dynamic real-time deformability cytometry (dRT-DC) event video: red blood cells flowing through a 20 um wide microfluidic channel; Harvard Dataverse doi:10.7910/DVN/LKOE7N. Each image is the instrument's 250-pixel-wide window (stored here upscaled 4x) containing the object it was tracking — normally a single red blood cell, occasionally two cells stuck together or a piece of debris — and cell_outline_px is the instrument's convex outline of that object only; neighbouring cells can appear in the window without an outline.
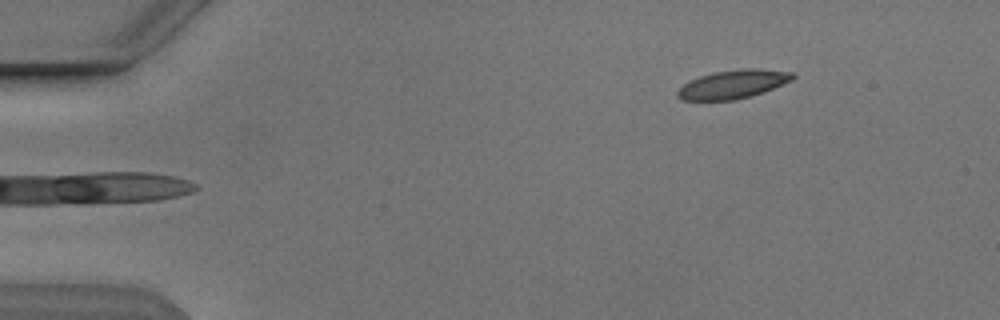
{"species": "Egyptian fruit bat (a non-hibernating species)", "species_latin": "Rousettus aegyptiacus", "temperature_condition": "cold", "stored_images_in_passage": 47, "camera_frame_rate_fps": 3000, "um_per_image_px": 0.085, "animal": {"sex": "male"}, "frame": {"image": 1, "passage_image": 1, "time_ms": 0.0, "image_size_px": [1000, 320], "cell_outline_px": [[796, 76], [792, 80], [764, 92], [752, 96], [736, 100], [680, 100], [676, 96], [676, 92], [684, 84], [700, 76], [716, 72], [744, 68], [756, 68], [792, 72]], "centroid_in_image_um": [62.32, 7.17], "position_along_channel_um": 22.7, "area_um2": 19.13}}
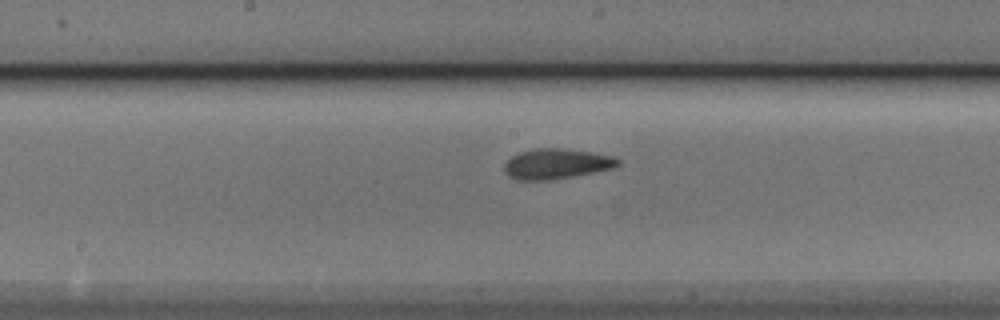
{"frame": {"image": 2, "passage_image": 22, "time_ms": 7.0, "image_size_px": [1000, 320], "cell_outline_px": [[620, 164], [616, 168], [548, 180], [516, 180], [508, 176], [504, 172], [504, 164], [512, 156], [520, 152], [532, 148], [560, 148], [592, 152], [612, 156], [620, 160]], "centroid_in_image_um": [47.28, 13.92], "position_along_channel_um": 200.9, "area_um2": 20.06}}
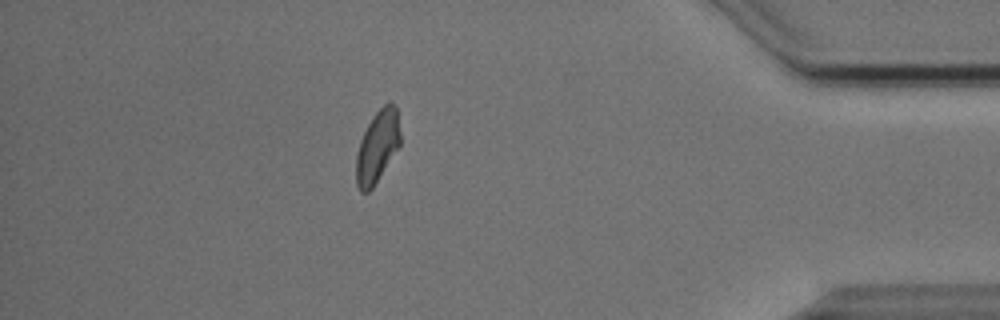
{"frame": {"image": 3, "passage_image": 41, "time_ms": 13.333, "image_size_px": [1000, 320], "cell_outline_px": [[400, 144], [372, 188], [368, 192], [360, 192], [356, 184], [356, 156], [360, 140], [372, 116], [388, 100], [396, 108], [400, 132]], "centroid_in_image_um": [32.06, 12.45], "position_along_channel_um": 403.1, "area_um2": 18.26}, "authors_computed_cell_mechanics": {"area_um2": 19.1896, "velocity_mm_per_s": 3.8339, "shape_relaxation_time_tau1_ms": 3.5271, "shape_relaxation_time_tau2_ms": 2.2898, "deformation_change_tau1": 0.1267, "deformation_change_tau2": 0.0932}}